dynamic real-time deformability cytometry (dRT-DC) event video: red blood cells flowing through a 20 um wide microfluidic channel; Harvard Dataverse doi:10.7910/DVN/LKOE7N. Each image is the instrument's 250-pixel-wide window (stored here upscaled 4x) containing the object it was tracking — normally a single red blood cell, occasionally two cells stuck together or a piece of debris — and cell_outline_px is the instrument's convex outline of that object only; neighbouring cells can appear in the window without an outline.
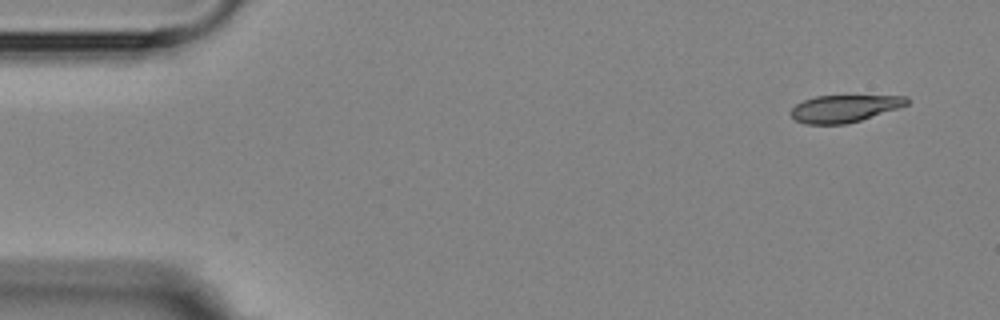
{"species": "Egyptian fruit bat (a non-hibernating species)", "species_latin": "Rousettus aegyptiacus", "temperature_condition": "room temperature", "stored_images_in_passage": 4, "camera_frame_rate_fps": 3000, "um_per_image_px": 0.085, "animal": {"sex": "female"}, "frame": {"image": 1, "passage_image": 1, "time_ms": 0.0, "image_size_px": [1000, 320], "cell_outline_px": [[908, 104], [860, 120], [844, 124], [804, 124], [796, 120], [788, 112], [796, 104], [804, 100], [816, 96], [908, 96]], "centroid_in_image_um": [71.71, 9.22], "position_along_channel_um": 13.3, "area_um2": 18.09}}
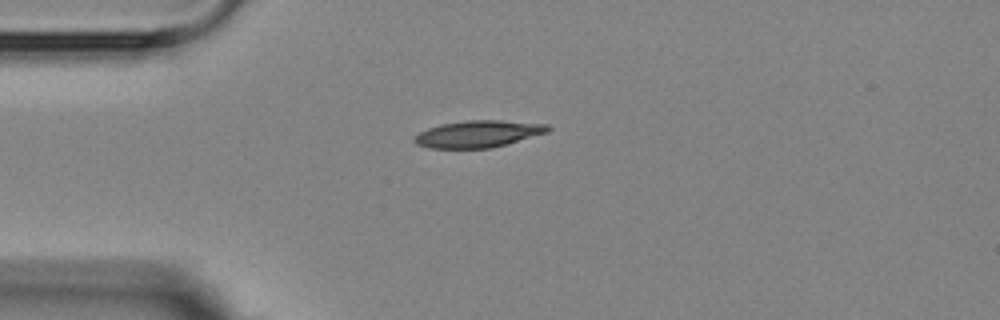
{"frame": {"image": 2, "passage_image": 4, "time_ms": 3.333, "image_size_px": [1000, 320], "cell_outline_px": [[552, 128], [548, 132], [492, 148], [428, 148], [416, 144], [412, 140], [420, 132], [428, 128], [440, 124], [468, 120], [500, 120], [548, 124]], "centroid_in_image_um": [40.65, 11.38], "position_along_channel_um": 44.4, "area_um2": 20.92}}